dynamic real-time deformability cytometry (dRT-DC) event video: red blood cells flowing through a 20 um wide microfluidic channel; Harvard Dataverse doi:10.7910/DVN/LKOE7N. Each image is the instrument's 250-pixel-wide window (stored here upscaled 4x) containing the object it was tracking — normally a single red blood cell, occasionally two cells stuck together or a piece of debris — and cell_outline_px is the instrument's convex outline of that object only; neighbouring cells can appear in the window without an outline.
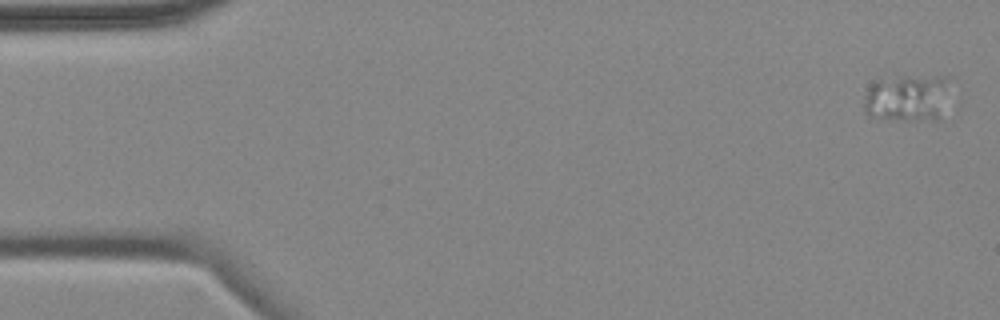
{"species": "common noctule bat (a hibernating species)", "species_latin": "Nyctalus noctula", "temperature_condition": "cold", "stored_images_in_passage": 5, "camera_frame_rate_fps": 3000, "um_per_image_px": 0.085, "animal": {"sex": "female", "body_mass_g": 18.4}, "frame": {"image": 1, "passage_image": 1, "time_ms": 0.0, "image_size_px": [1000, 320], "cell_outline_px": [[948, 76], [940, 116], [936, 120], [888, 120], [868, 116], [864, 112], [864, 96], [872, 80], [904, 76]], "centroid_in_image_um": [77.0, 8.33], "position_along_channel_um": 8.0, "area_um2": 23.64}}
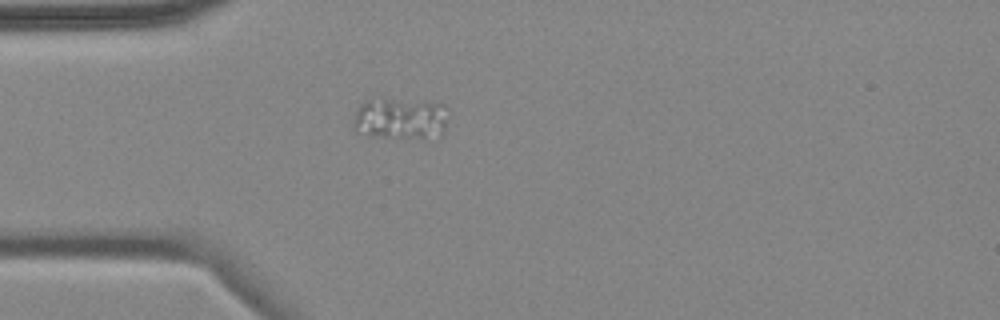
{"frame": {"image": 2, "passage_image": 5, "time_ms": 4.667, "image_size_px": [1000, 320], "cell_outline_px": [[448, 108], [444, 132], [440, 136], [372, 136], [356, 132], [352, 128], [352, 124], [356, 108], [364, 100], [380, 96], [444, 104]], "centroid_in_image_um": [33.97, 10.01], "position_along_channel_um": 51.0, "area_um2": 23.41}}